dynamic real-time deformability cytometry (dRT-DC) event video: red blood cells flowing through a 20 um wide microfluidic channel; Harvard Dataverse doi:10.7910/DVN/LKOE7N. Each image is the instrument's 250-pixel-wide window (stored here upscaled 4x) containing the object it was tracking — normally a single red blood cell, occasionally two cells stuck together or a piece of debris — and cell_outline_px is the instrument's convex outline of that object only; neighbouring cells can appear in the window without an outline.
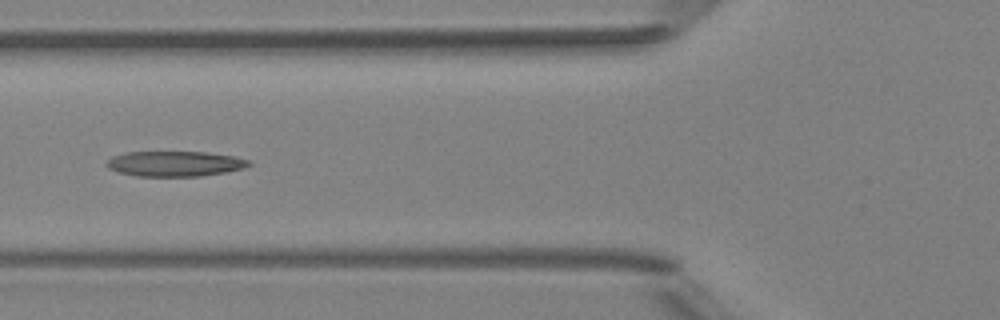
{"species": "Egyptian fruit bat (a non-hibernating species)", "species_latin": "Rousettus aegyptiacus", "temperature_condition": "room temperature", "stored_images_in_passage": 5, "camera_frame_rate_fps": 3000, "um_per_image_px": 0.085, "animal": {"sex": "female"}, "frame": {"image": 1, "passage_image": 5, "time_ms": 4.333, "image_size_px": [1000, 320], "cell_outline_px": [[252, 164], [244, 168], [224, 172], [200, 176], [136, 176], [120, 172], [108, 168], [104, 164], [112, 156], [128, 152], [204, 152], [236, 156], [248, 160]], "centroid_in_image_um": [14.86, 13.91], "position_along_channel_um": 110.9, "area_um2": 20.87}}